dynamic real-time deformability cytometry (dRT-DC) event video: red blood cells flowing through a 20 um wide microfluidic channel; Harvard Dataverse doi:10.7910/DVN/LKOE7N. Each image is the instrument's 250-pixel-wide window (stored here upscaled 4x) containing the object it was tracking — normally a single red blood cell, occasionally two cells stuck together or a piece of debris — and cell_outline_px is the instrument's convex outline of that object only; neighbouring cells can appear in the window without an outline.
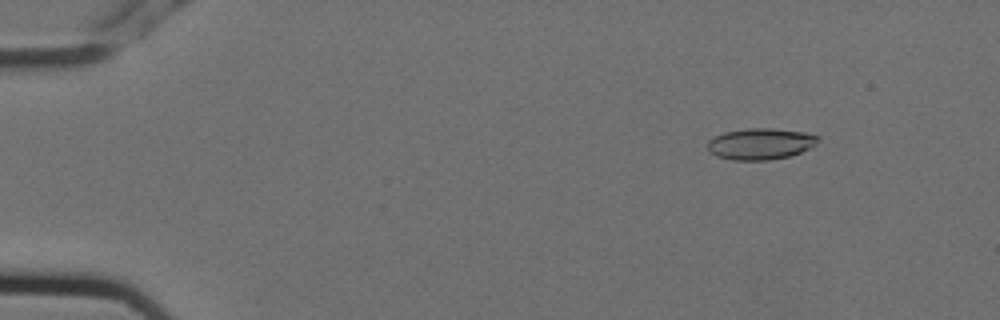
{"species": "Egyptian fruit bat (a non-hibernating species)", "species_latin": "Rousettus aegyptiacus", "temperature_condition": "cold", "stored_images_in_passage": 6, "camera_frame_rate_fps": 3000, "um_per_image_px": 0.085, "animal": {"sex": "female"}, "frame": {"image": 1, "passage_image": 2, "time_ms": 0.333, "image_size_px": [1000, 320], "cell_outline_px": [[820, 140], [812, 148], [788, 156], [768, 160], [732, 160], [716, 156], [708, 152], [708, 140], [724, 132], [748, 128], [772, 128], [804, 132], [820, 136]], "centroid_in_image_um": [64.65, 12.22], "position_along_channel_um": 20.3, "area_um2": 20.29}}